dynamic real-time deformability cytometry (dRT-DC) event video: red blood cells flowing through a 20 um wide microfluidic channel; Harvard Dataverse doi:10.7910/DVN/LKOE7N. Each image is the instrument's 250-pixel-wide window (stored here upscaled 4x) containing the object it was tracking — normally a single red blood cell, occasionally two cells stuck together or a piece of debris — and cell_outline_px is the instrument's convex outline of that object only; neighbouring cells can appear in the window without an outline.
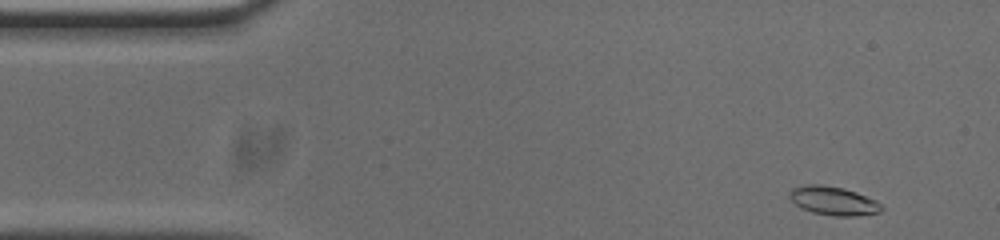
{"species": "common noctule bat (a hibernating species)", "species_latin": "Nyctalus noctula", "temperature_condition": "cold", "stored_images_in_passage": 50, "camera_frame_rate_fps": 3000, "um_per_image_px": 0.085, "animal": {"sex": "male", "body_mass_g": 20.0, "forearm_length_mm": 53.3}, "frame": {"image": 1, "passage_image": 1, "time_ms": 0.0, "image_size_px": [1000, 240], "cell_outline_px": [[884, 208], [880, 212], [856, 216], [832, 216], [812, 212], [800, 208], [788, 196], [788, 192], [792, 188], [808, 184], [820, 184], [844, 188], [856, 192], [876, 200]], "centroid_in_image_um": [70.82, 17.07], "position_along_channel_um": 14.2, "area_um2": 15.49}}
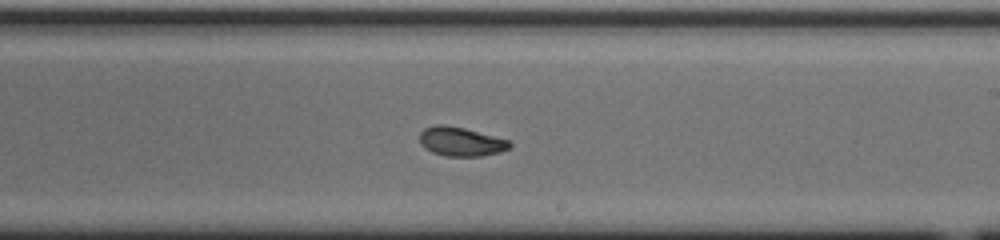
{"frame": {"image": 2, "passage_image": 27, "time_ms": 8.667, "image_size_px": [1000, 240], "cell_outline_px": [[512, 144], [508, 148], [500, 152], [480, 156], [444, 156], [432, 152], [424, 148], [420, 144], [420, 132], [424, 128], [436, 124], [444, 124], [464, 128], [508, 140]], "centroid_in_image_um": [39.13, 12.03], "position_along_channel_um": 249.9, "area_um2": 15.2}}
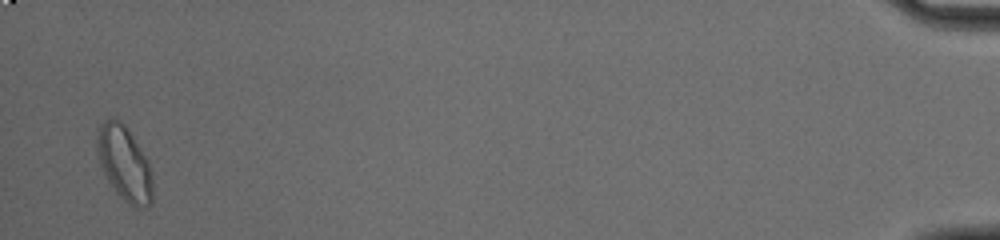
{"frame": {"image": 3, "passage_image": 49, "time_ms": 16.0, "image_size_px": [1000, 240], "cell_outline_px": [[152, 204], [148, 208], [136, 208], [124, 200], [112, 188], [100, 164], [96, 152], [96, 136], [100, 124], [104, 120], [112, 116], [120, 120], [124, 124], [144, 156], [152, 172]], "centroid_in_image_um": [10.55, 13.9], "position_along_channel_um": 424.6, "area_um2": 24.16}, "authors_computed_cell_mechanics": {"area_um2": 15.4037, "velocity_mm_per_s": 3.7331, "shape_relaxation_time_tau1_ms": 5.1832, "shape_relaxation_time_tau2_ms": 1.3726, "deformation_change_tau1": 0.1627, "deformation_change_tau2": 0.0384}}